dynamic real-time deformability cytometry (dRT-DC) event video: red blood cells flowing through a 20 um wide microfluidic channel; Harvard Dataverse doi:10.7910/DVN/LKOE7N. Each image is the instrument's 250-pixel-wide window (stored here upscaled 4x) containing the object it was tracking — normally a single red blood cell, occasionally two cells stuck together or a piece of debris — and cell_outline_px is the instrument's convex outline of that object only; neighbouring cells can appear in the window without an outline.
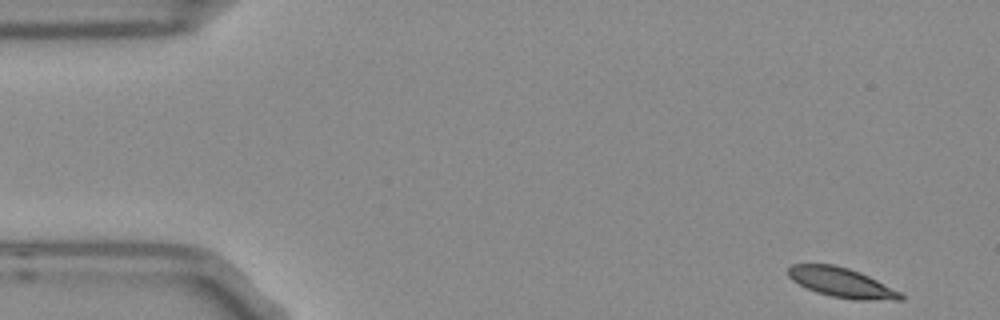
{"species": "Egyptian fruit bat (a non-hibernating species)", "species_latin": "Rousettus aegyptiacus", "temperature_condition": "room temperature", "stored_images_in_passage": 52, "camera_frame_rate_fps": 3000, "um_per_image_px": 0.085, "frame": {"image": 1, "passage_image": 1, "time_ms": 0.0, "image_size_px": [1000, 320], "cell_outline_px": [[904, 300], [856, 300], [832, 296], [816, 292], [792, 280], [788, 276], [788, 268], [792, 264], [832, 264], [848, 268], [860, 272], [900, 292], [904, 296]], "centroid_in_image_um": [71.53, 24.02], "position_along_channel_um": 13.5, "area_um2": 19.19}}
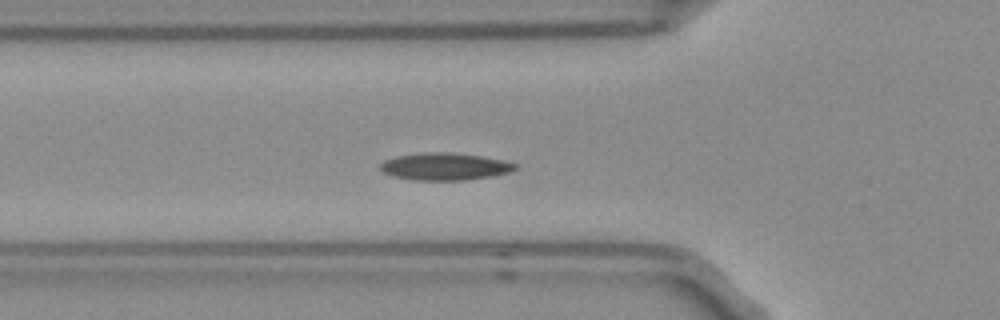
{"frame": {"image": 2, "passage_image": 16, "time_ms": 5.0, "image_size_px": [1000, 320], "cell_outline_px": [[520, 168], [508, 172], [492, 176], [464, 180], [412, 180], [392, 176], [384, 172], [380, 168], [380, 164], [384, 160], [396, 156], [424, 152], [448, 152], [480, 156], [504, 160], [516, 164]], "centroid_in_image_um": [37.8, 14.15], "position_along_channel_um": 88.0, "area_um2": 21.44}}
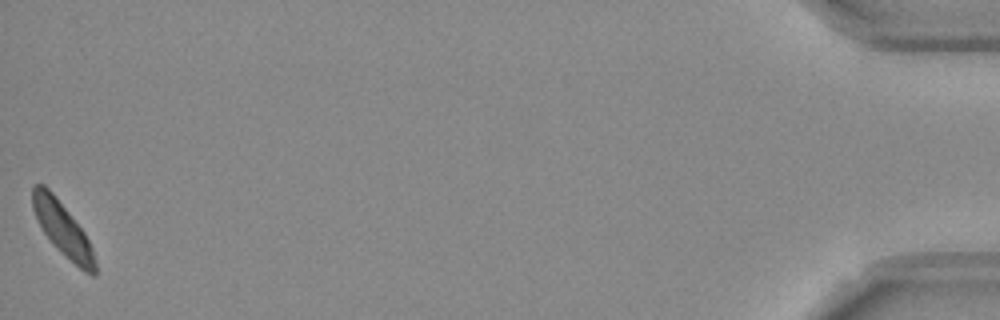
{"frame": {"image": 3, "passage_image": 52, "time_ms": 17.0, "image_size_px": [1000, 320], "cell_outline_px": [[96, 276], [92, 276], [84, 272], [44, 232], [32, 208], [32, 188], [36, 184], [44, 184], [52, 192], [84, 232], [92, 248], [96, 260]], "centroid_in_image_um": [5.35, 19.45], "position_along_channel_um": 429.9, "area_um2": 18.61}, "authors_computed_cell_mechanics": {"area_um2": 19.8832, "velocity_mm_per_s": 3.6974, "shape_relaxation_time_tau1_ms": 6.7986, "shape_relaxation_time_tau2_ms": null, "deformation_change_tau1": 0.1472, "deformation_change_tau2": null}}